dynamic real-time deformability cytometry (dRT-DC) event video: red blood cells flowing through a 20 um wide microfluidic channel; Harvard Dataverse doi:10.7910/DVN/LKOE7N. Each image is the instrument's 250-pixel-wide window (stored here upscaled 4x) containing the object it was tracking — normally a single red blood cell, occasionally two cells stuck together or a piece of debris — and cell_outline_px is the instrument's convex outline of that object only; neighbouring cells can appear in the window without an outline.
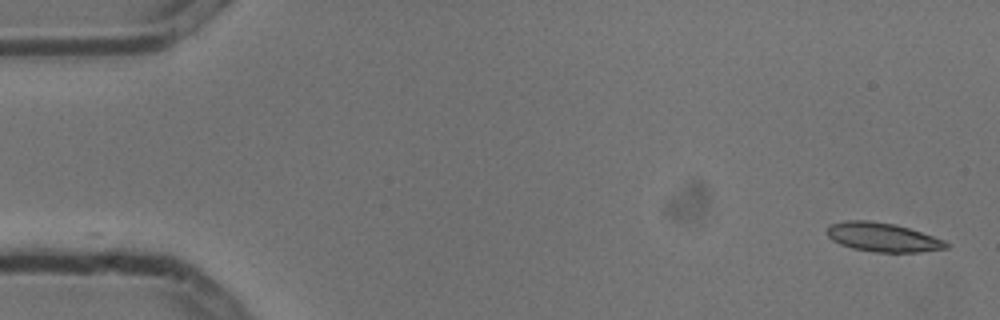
{"species": "common noctule bat (a hibernating species)", "species_latin": "Nyctalus noctula", "temperature_condition": "cold", "stored_images_in_passage": 4, "camera_frame_rate_fps": 3000, "um_per_image_px": 0.085, "animal": {"sex": "male", "body_mass_g": 13.3}, "frame": {"image": 1, "passage_image": 1, "time_ms": 0.0, "image_size_px": [1000, 320], "cell_outline_px": [[948, 248], [920, 252], [876, 252], [852, 248], [840, 244], [832, 240], [828, 236], [828, 224], [844, 220], [868, 220], [896, 224], [944, 240], [948, 244]], "centroid_in_image_um": [75.0, 20.16], "position_along_channel_um": 10.0, "area_um2": 20.06}}